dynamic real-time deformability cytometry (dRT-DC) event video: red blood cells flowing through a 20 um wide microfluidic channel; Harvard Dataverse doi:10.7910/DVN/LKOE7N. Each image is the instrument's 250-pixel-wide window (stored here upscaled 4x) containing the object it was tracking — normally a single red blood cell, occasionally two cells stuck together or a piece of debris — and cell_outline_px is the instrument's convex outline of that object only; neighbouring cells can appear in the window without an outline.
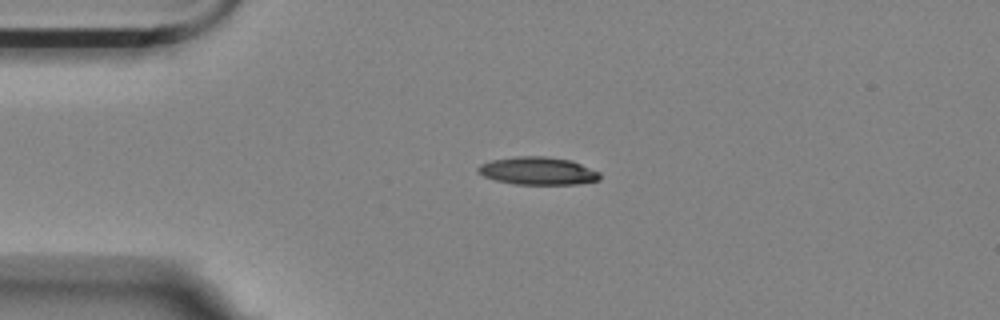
{"species": "Egyptian fruit bat (a non-hibernating species)", "species_latin": "Rousettus aegyptiacus", "temperature_condition": "room temperature", "stored_images_in_passage": 2, "camera_frame_rate_fps": 3000, "um_per_image_px": 0.085, "animal": {"sex": "female"}, "frame": {"image": 1, "passage_image": 1, "time_ms": 0.0, "image_size_px": [1000, 320], "cell_outline_px": [[600, 180], [576, 184], [512, 184], [496, 180], [484, 176], [476, 172], [476, 168], [480, 164], [492, 160], [516, 156], [544, 156], [572, 160], [600, 172]], "centroid_in_image_um": [45.7, 14.52], "position_along_channel_um": 39.3, "area_um2": 19.83}}